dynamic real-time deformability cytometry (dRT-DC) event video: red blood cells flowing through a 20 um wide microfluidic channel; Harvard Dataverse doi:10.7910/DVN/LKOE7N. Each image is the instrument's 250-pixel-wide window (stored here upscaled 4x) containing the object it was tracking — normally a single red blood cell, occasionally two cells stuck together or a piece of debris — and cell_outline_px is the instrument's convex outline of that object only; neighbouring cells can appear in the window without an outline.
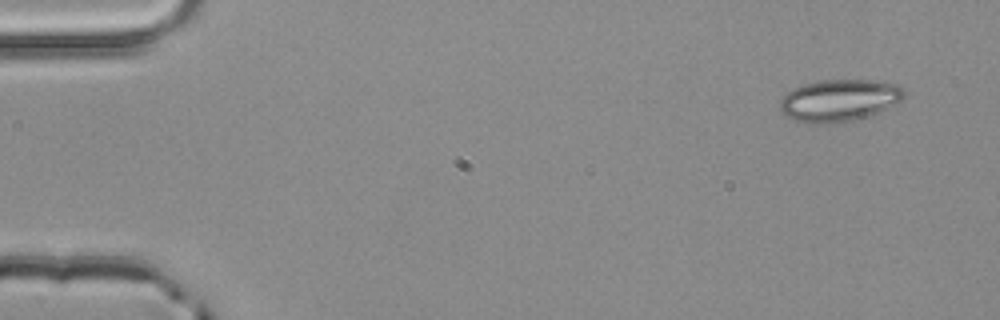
{"species": "common noctule bat (a hibernating species)", "species_latin": "Nyctalus noctula", "temperature_condition": "room temperature", "stored_images_in_passage": 4, "camera_frame_rate_fps": 3000, "um_per_image_px": 0.085, "animal": {"sex": "male", "body_mass_g": 20.4}, "frame": {"image": 1, "passage_image": 1, "time_ms": 0.0, "image_size_px": [1000, 320], "cell_outline_px": [[908, 92], [900, 100], [868, 116], [852, 120], [832, 124], [808, 124], [796, 120], [780, 112], [780, 100], [792, 88], [804, 84], [820, 80], [872, 80], [900, 84]], "centroid_in_image_um": [71.32, 8.52], "position_along_channel_um": 13.7, "area_um2": 30.46}}
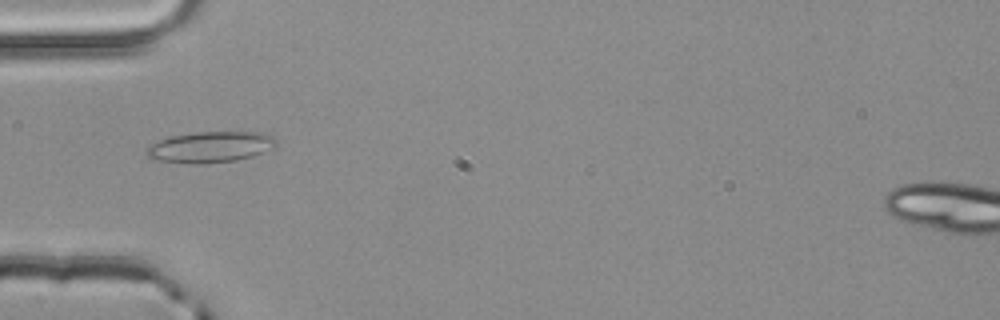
{"frame": {"image": 2, "passage_image": 4, "time_ms": 1.0, "image_size_px": [1000, 320], "cell_outline_px": [[276, 144], [252, 156], [236, 160], [196, 164], [156, 160], [148, 156], [148, 144], [172, 136], [196, 132], [264, 132], [272, 136], [276, 140]], "centroid_in_image_um": [17.85, 12.48], "position_along_channel_um": 67.1, "area_um2": 22.95}}